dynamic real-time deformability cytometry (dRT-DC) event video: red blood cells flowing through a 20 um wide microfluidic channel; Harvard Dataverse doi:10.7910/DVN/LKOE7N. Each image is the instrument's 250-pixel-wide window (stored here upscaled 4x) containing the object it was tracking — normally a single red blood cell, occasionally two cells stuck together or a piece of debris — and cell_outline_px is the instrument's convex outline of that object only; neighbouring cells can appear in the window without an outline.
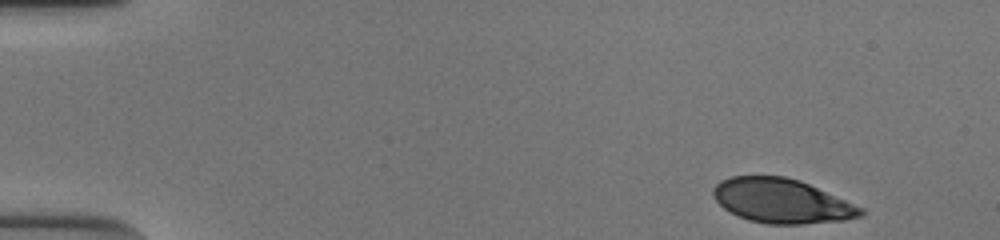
{"species": "human", "species_latin": "Homo sapiens", "temperature_condition": "cold", "stored_images_in_passage": 49, "camera_frame_rate_fps": 3000, "um_per_image_px": 0.085, "donor": {"sex": "male"}, "frame": {"image": 1, "passage_image": 1, "time_ms": 0.0, "image_size_px": [1000, 240], "cell_outline_px": [[864, 216], [844, 220], [804, 224], [768, 224], [748, 220], [724, 208], [712, 196], [712, 188], [720, 180], [732, 176], [784, 176], [800, 180], [864, 208]], "centroid_in_image_um": [66.45, 17.08], "position_along_channel_um": 18.5, "area_um2": 38.15}}
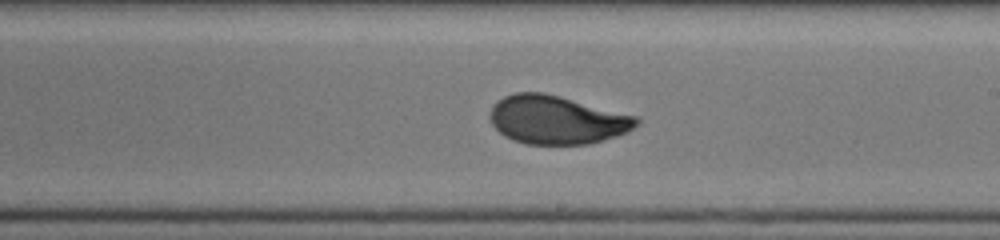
{"frame": {"image": 2, "passage_image": 28, "time_ms": 9.0, "image_size_px": [1000, 240], "cell_outline_px": [[640, 124], [616, 136], [588, 144], [524, 144], [512, 140], [504, 136], [492, 124], [492, 104], [496, 100], [504, 96], [516, 92], [544, 92], [560, 96], [636, 116], [640, 120]], "centroid_in_image_um": [47.31, 10.18], "position_along_channel_um": 241.7, "area_um2": 41.15}}
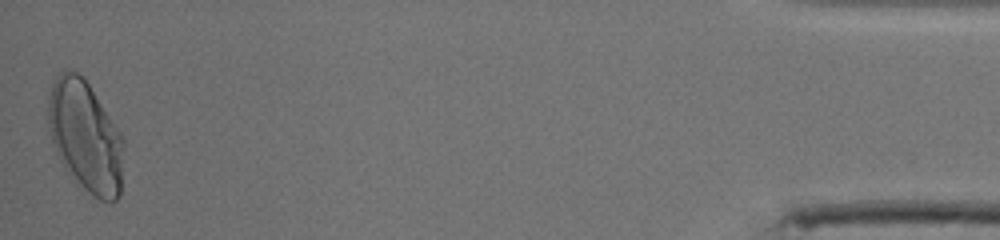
{"frame": {"image": 3, "passage_image": 49, "time_ms": 16.0, "image_size_px": [1000, 240], "cell_outline_px": [[124, 144], [120, 196], [116, 200], [100, 200], [76, 184], [64, 168], [52, 144], [48, 128], [48, 96], [52, 84], [56, 76], [64, 68], [68, 68], [84, 76], [120, 132], [124, 140]], "centroid_in_image_um": [7.24, 11.58], "position_along_channel_um": 428.0, "area_um2": 49.42}, "authors_computed_cell_mechanics": {"area_um2": 41.3848, "velocity_mm_per_s": 3.8331, "shape_relaxation_time_tau1_ms": 3.8867, "shape_relaxation_time_tau2_ms": null, "deformation_change_tau1": 0.1772, "deformation_change_tau2": null}}